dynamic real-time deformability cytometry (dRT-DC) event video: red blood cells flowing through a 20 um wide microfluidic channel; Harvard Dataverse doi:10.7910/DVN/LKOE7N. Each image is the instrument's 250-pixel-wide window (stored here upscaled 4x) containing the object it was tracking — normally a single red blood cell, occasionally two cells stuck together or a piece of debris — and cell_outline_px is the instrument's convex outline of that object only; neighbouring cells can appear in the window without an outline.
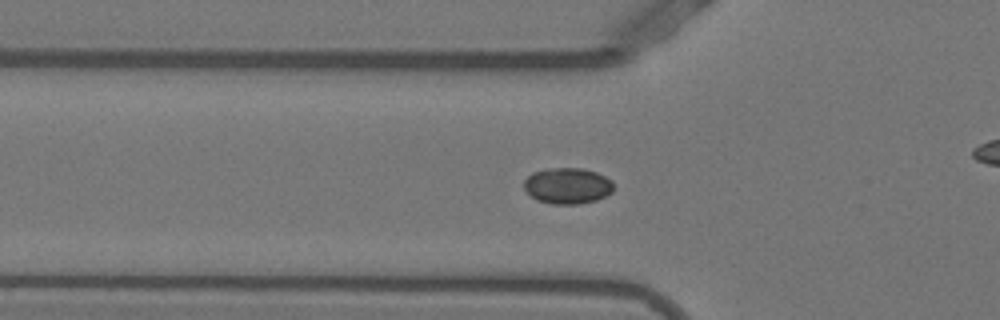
{"species": "Egyptian fruit bat (a non-hibernating species)", "species_latin": "Rousettus aegyptiacus", "temperature_condition": "warm", "stored_images_in_passage": 54, "camera_frame_rate_fps": 3000, "um_per_image_px": 0.085, "animal": {"sex": "female"}, "frame": {"image": 1, "passage_image": 18, "time_ms": 5.667, "image_size_px": [1000, 320], "cell_outline_px": [[616, 188], [612, 192], [596, 200], [580, 204], [552, 204], [536, 200], [524, 188], [524, 180], [532, 172], [548, 168], [584, 168], [596, 172], [612, 180]], "centroid_in_image_um": [48.26, 15.79], "position_along_channel_um": 77.5, "area_um2": 19.02}}
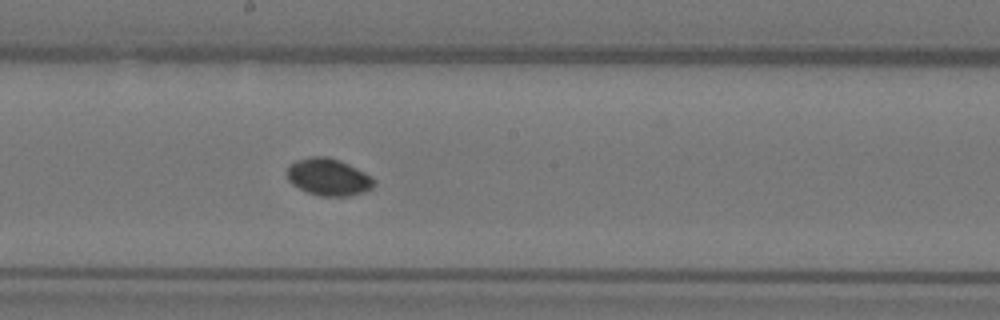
{"frame": {"image": 2, "passage_image": 29, "time_ms": 9.333, "image_size_px": [1000, 320], "cell_outline_px": [[376, 184], [372, 188], [364, 192], [348, 196], [320, 196], [308, 192], [292, 184], [288, 180], [288, 168], [296, 160], [308, 156], [328, 156], [340, 160], [372, 176], [376, 180]], "centroid_in_image_um": [27.95, 15.04], "position_along_channel_um": 220.2, "area_um2": 18.84}}
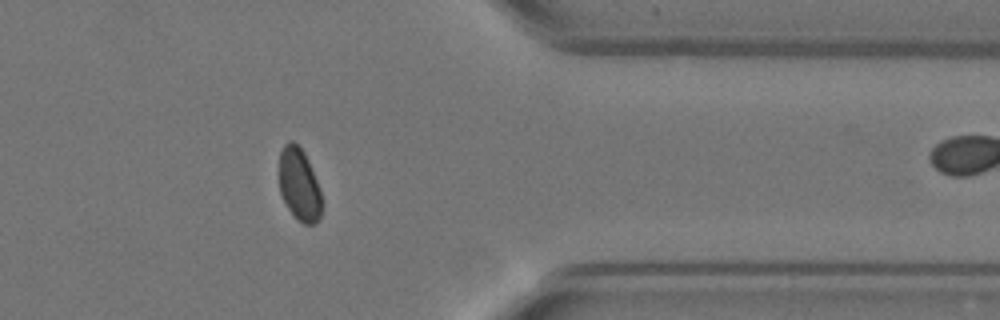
{"frame": {"image": 3, "passage_image": 43, "time_ms": 14.0, "image_size_px": [1000, 320], "cell_outline_px": [[324, 204], [320, 216], [316, 224], [304, 224], [292, 216], [280, 192], [280, 152], [284, 144], [288, 140], [292, 140], [304, 152], [308, 160], [316, 180]], "centroid_in_image_um": [25.45, 15.72], "position_along_channel_um": 385.9, "area_um2": 18.09}}